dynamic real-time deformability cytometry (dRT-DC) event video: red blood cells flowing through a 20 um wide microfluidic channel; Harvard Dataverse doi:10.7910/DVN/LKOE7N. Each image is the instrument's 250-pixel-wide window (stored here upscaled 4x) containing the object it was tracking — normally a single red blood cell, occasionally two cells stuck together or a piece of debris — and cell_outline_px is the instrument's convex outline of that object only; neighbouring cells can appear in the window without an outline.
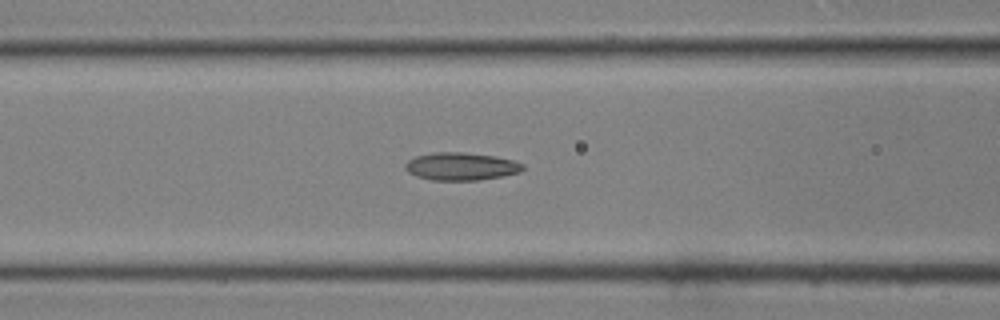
{"species": "common noctule bat (a hibernating species)", "species_latin": "Nyctalus noctula", "temperature_condition": "room temperature", "stored_images_in_passage": 21, "camera_frame_rate_fps": 3000, "um_per_image_px": 0.085, "animal": {"sex": "male", "body_mass_g": 19.0, "forearm_length_mm": 50.8}, "frame": {"image": 1, "passage_image": 4, "time_ms": 1.0, "image_size_px": [1000, 320], "cell_outline_px": [[524, 168], [520, 172], [480, 180], [432, 180], [416, 176], [408, 172], [404, 168], [404, 164], [408, 160], [416, 156], [436, 152], [464, 152], [496, 156], [512, 160], [524, 164]], "centroid_in_image_um": [39.17, 14.14], "position_along_channel_um": 127.4, "area_um2": 19.02}}
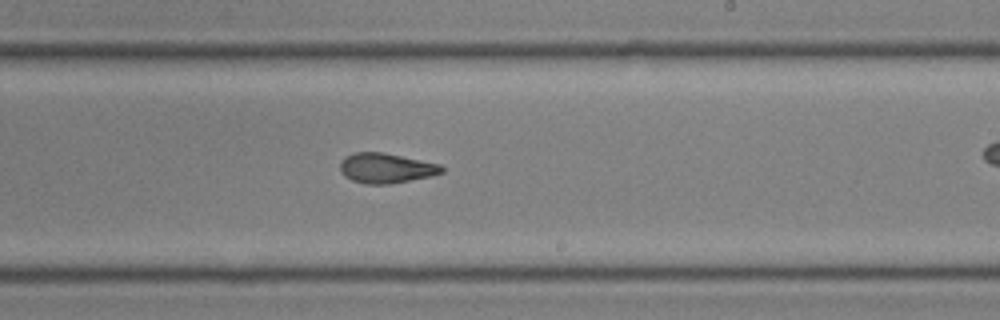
{"frame": {"image": 2, "passage_image": 12, "time_ms": 3.667, "image_size_px": [1000, 320], "cell_outline_px": [[444, 172], [432, 176], [388, 184], [364, 184], [352, 180], [344, 176], [340, 172], [340, 160], [352, 152], [384, 152], [440, 164], [444, 168]], "centroid_in_image_um": [32.79, 14.28], "position_along_channel_um": 256.2, "area_um2": 17.92}}
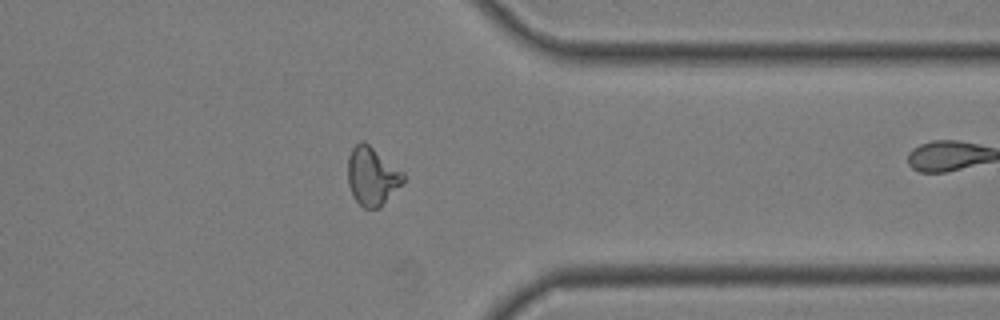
{"frame": {"image": 3, "passage_image": 20, "time_ms": 6.333, "image_size_px": [1000, 320], "cell_outline_px": [[404, 180], [380, 208], [364, 208], [352, 196], [348, 184], [348, 156], [352, 148], [360, 140], [364, 140], [404, 172]], "centroid_in_image_um": [31.61, 14.95], "position_along_channel_um": 379.8, "area_um2": 18.84}}